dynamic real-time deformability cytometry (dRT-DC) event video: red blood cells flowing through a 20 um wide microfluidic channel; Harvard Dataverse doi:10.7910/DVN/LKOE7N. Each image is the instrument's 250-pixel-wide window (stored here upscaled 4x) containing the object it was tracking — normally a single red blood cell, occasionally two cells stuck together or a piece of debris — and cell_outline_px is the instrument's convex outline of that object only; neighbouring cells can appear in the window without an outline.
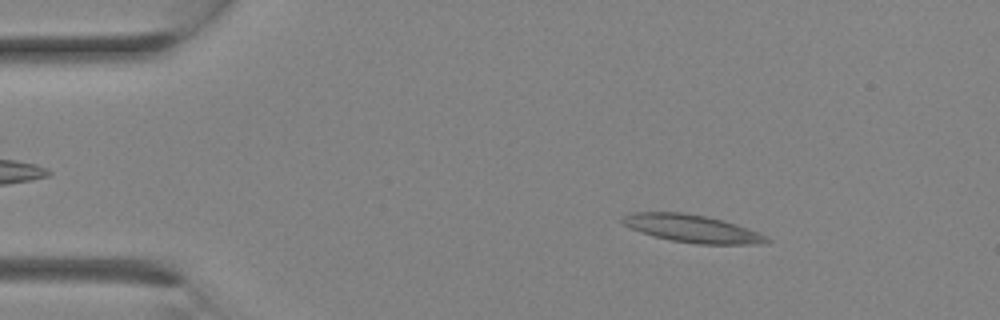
{"species": "Egyptian fruit bat (a non-hibernating species)", "species_latin": "Rousettus aegyptiacus", "temperature_condition": "room temperature", "stored_images_in_passage": 26, "camera_frame_rate_fps": 3000, "um_per_image_px": 0.085, "animal": {"sex": "female"}, "frame": {"image": 1, "passage_image": 4, "time_ms": 1.0, "image_size_px": [1000, 320], "cell_outline_px": [[772, 240], [764, 244], [696, 244], [672, 240], [652, 236], [640, 232], [624, 224], [620, 220], [624, 216], [636, 212], [684, 212], [724, 220], [748, 228], [768, 236]], "centroid_in_image_um": [58.88, 19.43], "position_along_channel_um": 26.1, "area_um2": 23.24}}
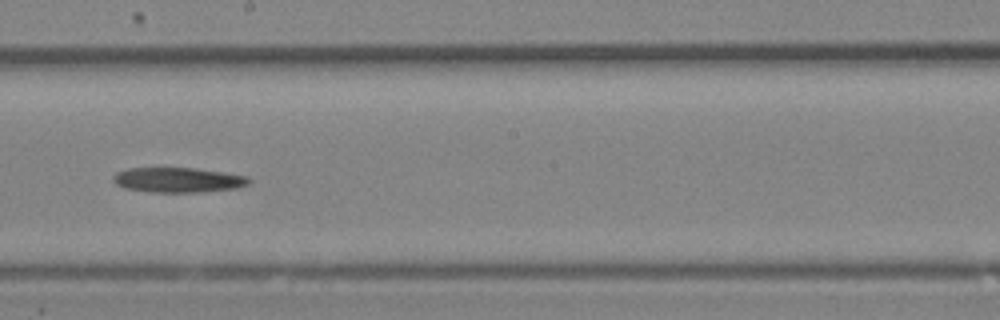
{"frame": {"image": 2, "passage_image": 15, "time_ms": 4.667, "image_size_px": [1000, 320], "cell_outline_px": [[252, 180], [248, 184], [236, 188], [200, 192], [152, 192], [124, 188], [116, 184], [112, 180], [112, 176], [116, 172], [128, 168], [196, 168], [224, 172], [248, 176]], "centroid_in_image_um": [15.13, 15.29], "position_along_channel_um": 233.1, "area_um2": 19.83}}
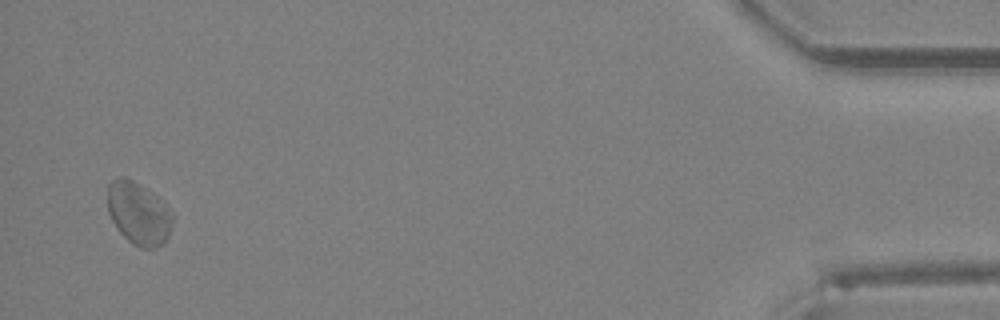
{"frame": {"image": 3, "passage_image": 26, "time_ms": 8.333, "image_size_px": [1000, 320], "cell_outline_px": [[172, 224], [168, 236], [156, 248], [140, 248], [132, 244], [116, 228], [108, 212], [108, 184], [112, 180], [120, 176], [124, 176], [140, 184], [156, 196], [172, 212]], "centroid_in_image_um": [11.75, 18.13], "position_along_channel_um": 423.4, "area_um2": 23.52}}